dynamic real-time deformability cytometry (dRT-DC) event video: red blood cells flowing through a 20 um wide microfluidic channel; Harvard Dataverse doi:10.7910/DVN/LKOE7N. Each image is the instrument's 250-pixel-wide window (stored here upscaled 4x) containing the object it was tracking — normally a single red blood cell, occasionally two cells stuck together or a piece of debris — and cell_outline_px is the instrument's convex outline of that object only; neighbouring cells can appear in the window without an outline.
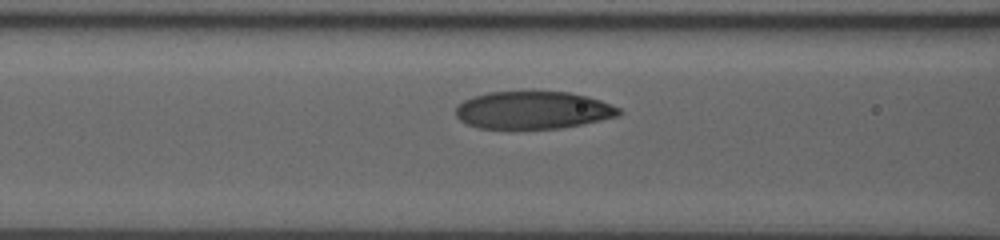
{"species": "human", "species_latin": "Homo sapiens", "temperature_condition": "room temperature", "stored_images_in_passage": 18, "camera_frame_rate_fps": 3000, "um_per_image_px": 0.085, "donor": {"sex": "male"}, "frame": {"image": 1, "passage_image": 15, "time_ms": 3.0, "image_size_px": [1000, 240], "cell_outline_px": [[624, 112], [620, 116], [560, 128], [480, 128], [468, 124], [460, 120], [456, 116], [456, 108], [464, 100], [472, 96], [488, 92], [568, 92], [600, 100], [620, 108]], "centroid_in_image_um": [45.32, 9.36], "position_along_channel_um": 121.3, "area_um2": 35.43}}